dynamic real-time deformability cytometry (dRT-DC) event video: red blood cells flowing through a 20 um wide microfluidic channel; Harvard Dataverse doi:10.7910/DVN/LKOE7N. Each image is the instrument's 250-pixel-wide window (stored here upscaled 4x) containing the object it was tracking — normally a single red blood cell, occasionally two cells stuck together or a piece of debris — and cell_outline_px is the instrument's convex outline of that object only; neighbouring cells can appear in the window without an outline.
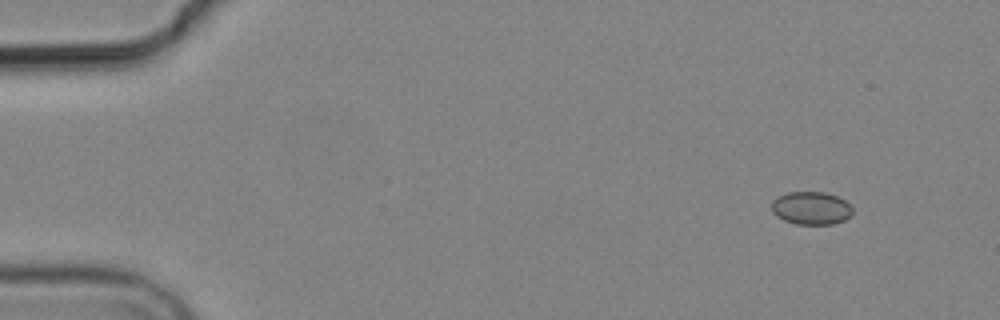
{"species": "common noctule bat (a hibernating species)", "species_latin": "Nyctalus noctula", "temperature_condition": "cold", "stored_images_in_passage": 5, "camera_frame_rate_fps": 3000, "um_per_image_px": 0.085, "animal": {"sex": "male", "body_mass_g": 19.2, "forearm_length_mm": 51.8}, "frame": {"image": 1, "passage_image": 1, "time_ms": 0.0, "image_size_px": [1000, 320], "cell_outline_px": [[852, 212], [844, 220], [832, 224], [796, 224], [784, 220], [776, 216], [772, 212], [772, 200], [776, 196], [788, 192], [824, 192], [836, 196], [844, 200], [852, 208]], "centroid_in_image_um": [68.9, 17.68], "position_along_channel_um": 16.1, "area_um2": 15.49}}
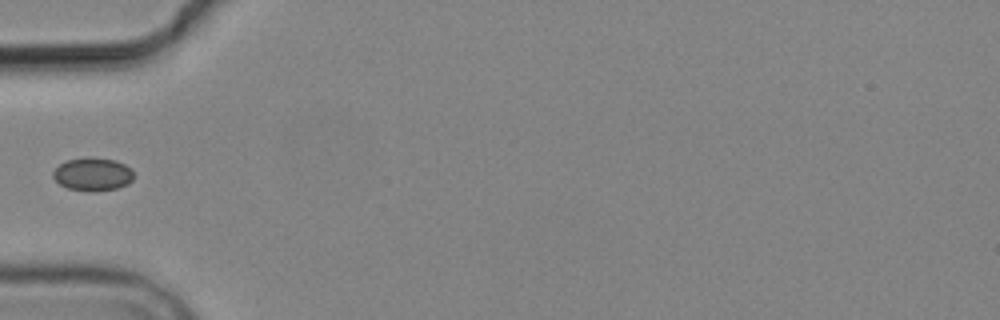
{"frame": {"image": 2, "passage_image": 4, "time_ms": 4.667, "image_size_px": [1000, 320], "cell_outline_px": [[132, 180], [128, 184], [116, 188], [92, 192], [68, 188], [60, 184], [52, 176], [52, 172], [60, 164], [68, 160], [88, 156], [92, 156], [116, 160], [132, 168]], "centroid_in_image_um": [7.88, 14.79], "position_along_channel_um": 77.1, "area_um2": 15.66}}
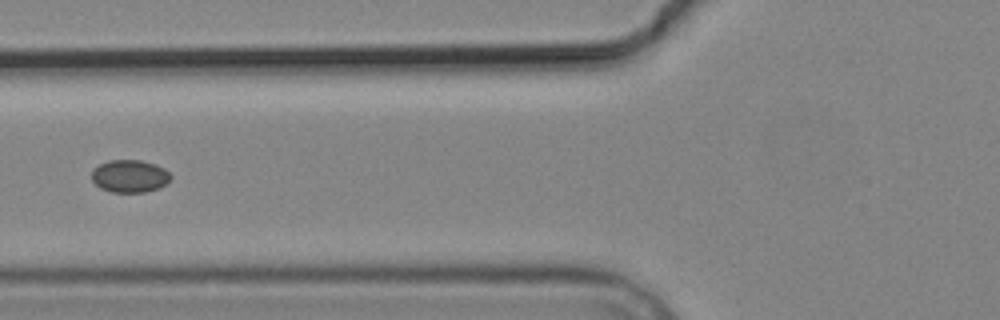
{"frame": {"image": 3, "passage_image": 5, "time_ms": 5.667, "image_size_px": [1000, 320], "cell_outline_px": [[172, 176], [168, 184], [160, 188], [144, 192], [112, 192], [100, 188], [92, 180], [92, 172], [100, 164], [108, 160], [140, 160], [156, 164], [164, 168]], "centroid_in_image_um": [11.07, 14.97], "position_along_channel_um": 114.7, "area_um2": 15.09}}